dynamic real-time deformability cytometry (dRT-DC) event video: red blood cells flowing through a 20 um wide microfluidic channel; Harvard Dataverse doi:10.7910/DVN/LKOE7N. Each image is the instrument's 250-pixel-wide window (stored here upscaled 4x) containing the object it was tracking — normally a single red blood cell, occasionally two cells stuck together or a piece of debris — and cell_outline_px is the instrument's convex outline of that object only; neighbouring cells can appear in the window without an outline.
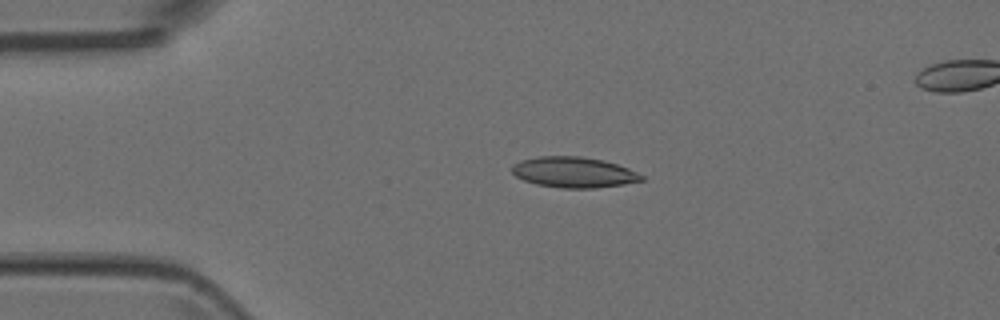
{"species": "Egyptian fruit bat (a non-hibernating species)", "species_latin": "Rousettus aegyptiacus", "temperature_condition": "room temperature", "stored_images_in_passage": 5, "camera_frame_rate_fps": 3000, "um_per_image_px": 0.085, "animal": {"sex": "female"}, "frame": {"image": 1, "passage_image": 3, "time_ms": 0.667, "image_size_px": [1000, 320], "cell_outline_px": [[644, 180], [624, 184], [596, 188], [560, 188], [536, 184], [524, 180], [516, 176], [512, 172], [512, 164], [520, 160], [540, 156], [580, 156], [604, 160], [628, 168], [644, 176]], "centroid_in_image_um": [48.76, 14.64], "position_along_channel_um": 36.2, "area_um2": 23.18}}